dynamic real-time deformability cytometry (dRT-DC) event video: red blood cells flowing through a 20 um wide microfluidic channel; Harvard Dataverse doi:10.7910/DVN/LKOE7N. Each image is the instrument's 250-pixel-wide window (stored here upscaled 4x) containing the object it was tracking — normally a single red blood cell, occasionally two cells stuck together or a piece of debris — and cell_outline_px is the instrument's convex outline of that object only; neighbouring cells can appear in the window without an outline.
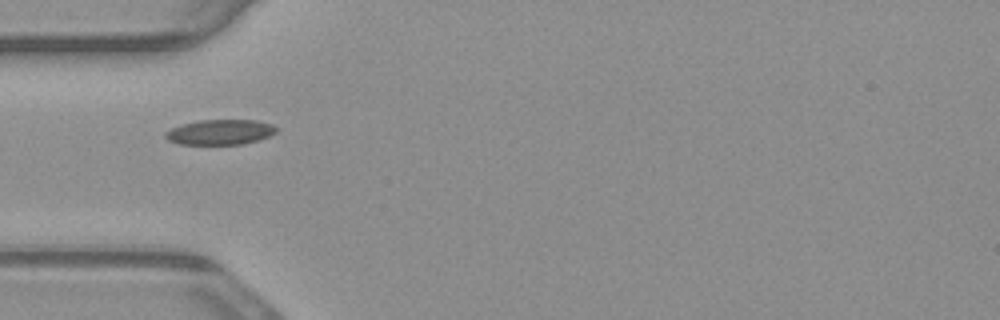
{"species": "common noctule bat (a hibernating species)", "species_latin": "Nyctalus noctula", "temperature_condition": "warm", "stored_images_in_passage": 38, "camera_frame_rate_fps": 3000, "um_per_image_px": 0.085, "animal": {"sex": "male", "body_mass_g": 23.1, "forearm_length_mm": 52.7}, "frame": {"image": 1, "passage_image": 1, "time_ms": 0.0, "image_size_px": [1000, 320], "cell_outline_px": [[276, 132], [268, 136], [244, 144], [180, 144], [168, 140], [164, 136], [164, 132], [180, 124], [200, 120], [256, 120], [272, 124], [276, 128]], "centroid_in_image_um": [18.67, 11.22], "position_along_channel_um": 66.3, "area_um2": 16.18}}
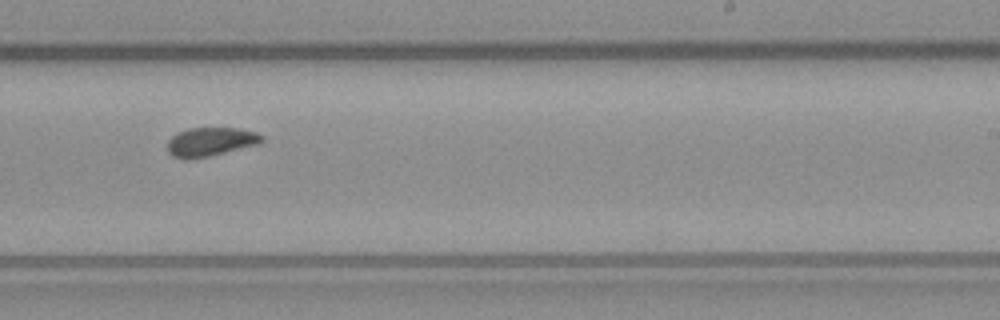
{"frame": {"image": 2, "passage_image": 17, "time_ms": 5.333, "image_size_px": [1000, 320], "cell_outline_px": [[264, 140], [260, 144], [208, 156], [188, 160], [184, 160], [172, 156], [168, 152], [168, 140], [172, 136], [188, 128], [240, 128], [256, 132], [264, 136]], "centroid_in_image_um": [17.91, 12.06], "position_along_channel_um": 271.1, "area_um2": 15.95}}
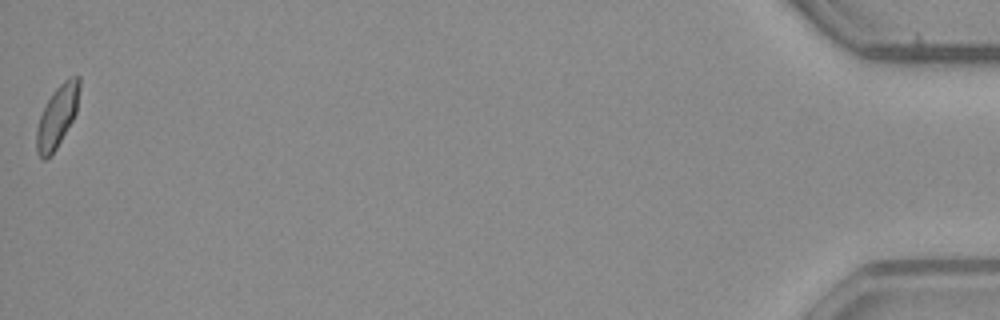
{"frame": {"image": 3, "passage_image": 38, "time_ms": 12.333, "image_size_px": [1000, 320], "cell_outline_px": [[80, 88], [76, 112], [72, 120], [56, 148], [44, 160], [40, 160], [36, 152], [36, 128], [40, 116], [52, 92], [64, 80], [72, 76], [80, 76]], "centroid_in_image_um": [4.85, 9.89], "position_along_channel_um": 430.3, "area_um2": 15.32}, "authors_computed_cell_mechanics": {"area_um2": 15.8661, "velocity_mm_per_s": 3.8203, "shape_relaxation_time_tau1_ms": 5.5982, "shape_relaxation_time_tau2_ms": 1.4291, "deformation_change_tau1": 0.1255, "deformation_change_tau2": 0.0516}}